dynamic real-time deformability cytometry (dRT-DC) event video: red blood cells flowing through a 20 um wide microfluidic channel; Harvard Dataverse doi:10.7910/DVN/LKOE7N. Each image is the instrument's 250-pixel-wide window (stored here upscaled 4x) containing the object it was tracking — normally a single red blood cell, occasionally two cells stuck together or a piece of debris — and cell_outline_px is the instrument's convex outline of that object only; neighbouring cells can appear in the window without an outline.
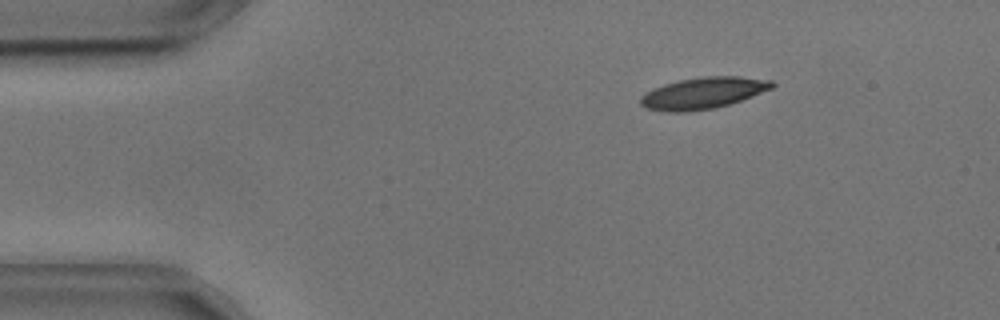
{"species": "common noctule bat (a hibernating species)", "species_latin": "Nyctalus noctula", "temperature_condition": "cold", "stored_images_in_passage": 53, "camera_frame_rate_fps": 3000, "um_per_image_px": 0.085, "animal": {"sex": "male", "body_mass_g": 17.9, "forearm_length_mm": 54.2}, "frame": {"image": 1, "passage_image": 6, "time_ms": 1.667, "image_size_px": [1000, 320], "cell_outline_px": [[776, 84], [772, 88], [752, 96], [716, 108], [688, 112], [668, 112], [644, 108], [640, 104], [640, 96], [664, 84], [680, 80], [704, 76], [740, 76], [772, 80]], "centroid_in_image_um": [59.77, 7.91], "position_along_channel_um": 25.2, "area_um2": 24.1}}
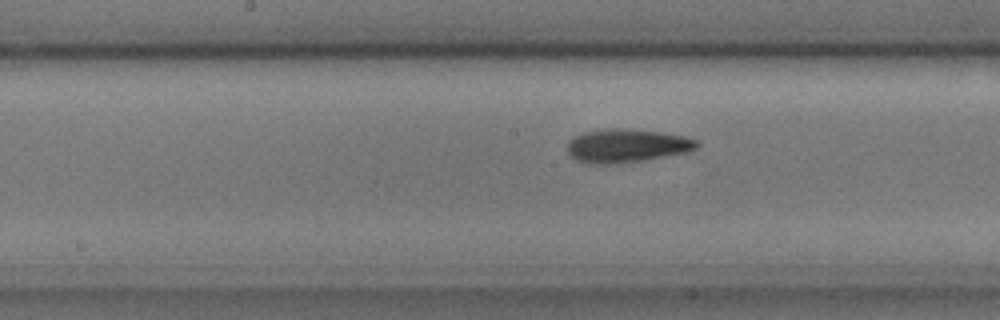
{"frame": {"image": 2, "passage_image": 25, "time_ms": 8.0, "image_size_px": [1000, 320], "cell_outline_px": [[700, 144], [696, 148], [684, 152], [640, 160], [612, 164], [588, 164], [576, 160], [568, 156], [568, 140], [584, 132], [612, 128], [620, 128], [660, 132], [684, 136], [696, 140]], "centroid_in_image_um": [53.2, 12.38], "position_along_channel_um": 195.0, "area_um2": 24.91}}
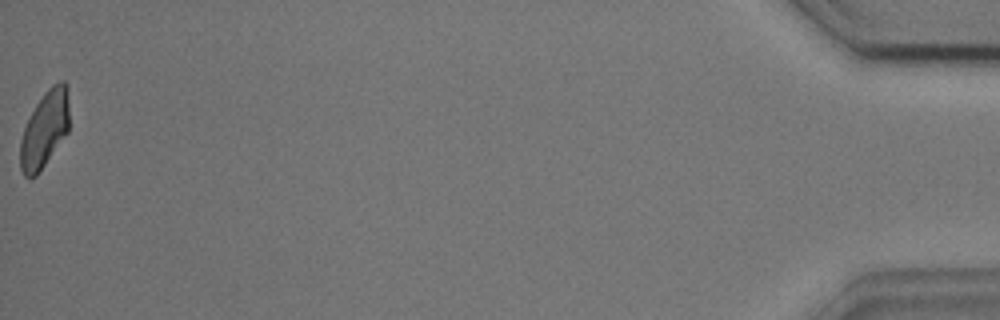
{"frame": {"image": 3, "passage_image": 53, "time_ms": 17.333, "image_size_px": [1000, 320], "cell_outline_px": [[68, 132], [36, 176], [28, 180], [24, 176], [20, 168], [20, 140], [24, 128], [36, 104], [44, 92], [52, 84], [60, 80], [64, 80], [68, 84]], "centroid_in_image_um": [3.79, 10.98], "position_along_channel_um": 431.4, "area_um2": 21.91}, "authors_computed_cell_mechanics": {"area_um2": 23.5246, "velocity_mm_per_s": 3.6124, "shape_relaxation_time_tau1_ms": 4.6912, "shape_relaxation_time_tau2_ms": 4.2794, "deformation_change_tau1": 0.1324, "deformation_change_tau2": 0.1205}}